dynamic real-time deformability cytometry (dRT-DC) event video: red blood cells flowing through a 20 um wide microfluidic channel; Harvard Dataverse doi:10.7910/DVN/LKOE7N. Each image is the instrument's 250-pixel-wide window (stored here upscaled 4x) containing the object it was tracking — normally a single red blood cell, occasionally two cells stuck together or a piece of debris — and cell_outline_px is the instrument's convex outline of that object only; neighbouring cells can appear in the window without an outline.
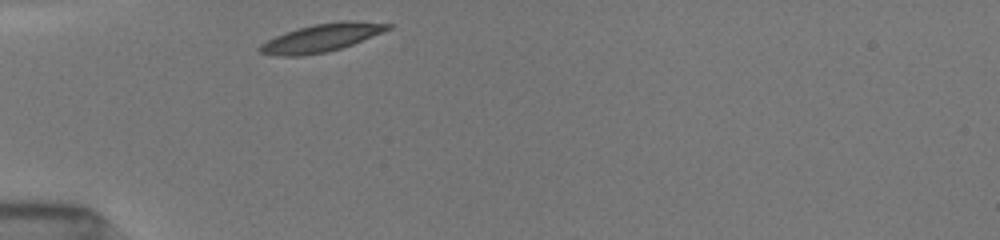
{"species": "common noctule bat (a hibernating species)", "species_latin": "Nyctalus noctula", "temperature_condition": "room temperature", "stored_images_in_passage": 23, "camera_frame_rate_fps": 3000, "um_per_image_px": 0.085, "animal": {"sex": "female", "body_mass_g": 19.5, "forearm_length_mm": 54.1}, "frame": {"image": 1, "passage_image": 1, "time_ms": 0.0, "image_size_px": [1000, 240], "cell_outline_px": [[392, 28], [352, 44], [328, 52], [300, 56], [276, 56], [260, 52], [256, 48], [260, 44], [276, 36], [300, 28], [316, 24], [340, 20], [348, 20], [392, 24]], "centroid_in_image_um": [27.31, 3.22], "position_along_channel_um": 57.7, "area_um2": 20.58}}
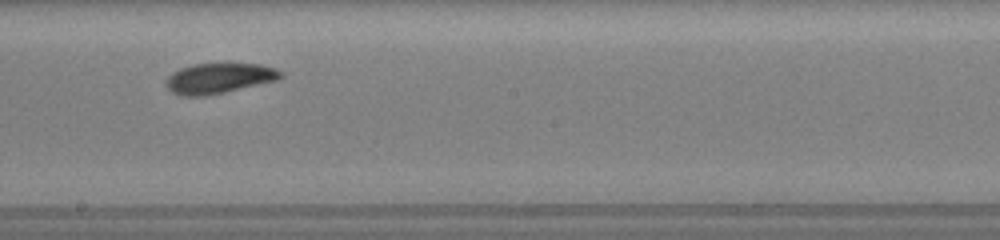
{"frame": {"image": 2, "passage_image": 12, "time_ms": 4.667, "image_size_px": [1000, 240], "cell_outline_px": [[280, 76], [276, 80], [224, 92], [204, 96], [180, 96], [172, 92], [164, 84], [168, 76], [172, 72], [180, 68], [192, 64], [260, 64], [276, 68], [280, 72]], "centroid_in_image_um": [18.53, 6.65], "position_along_channel_um": 229.7, "area_um2": 20.0}}
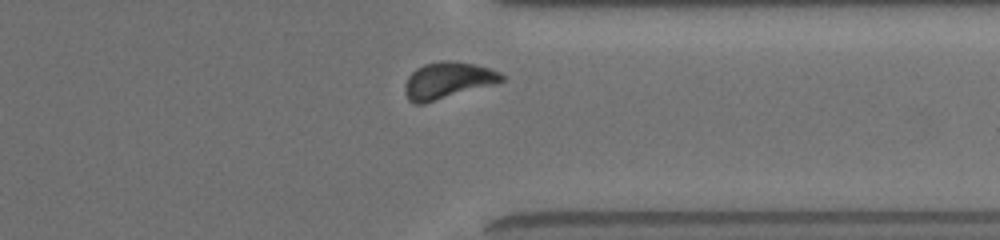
{"frame": {"image": 3, "passage_image": 21, "time_ms": 8.333, "image_size_px": [1000, 240], "cell_outline_px": [[504, 80], [496, 84], [424, 104], [416, 104], [408, 100], [404, 92], [404, 84], [408, 76], [416, 68], [424, 64], [440, 60], [456, 60], [488, 68], [500, 72], [504, 76]], "centroid_in_image_um": [38.03, 6.84], "position_along_channel_um": 373.4, "area_um2": 20.92}, "authors_computed_cell_mechanics": {"area_um2": 20.1144, "velocity_mm_per_s": 3.9326, "shape_relaxation_time_tau1_ms": 1.7432, "shape_relaxation_time_tau2_ms": 2.8949, "deformation_change_tau1": 0.1001, "deformation_change_tau2": 0.0722}}